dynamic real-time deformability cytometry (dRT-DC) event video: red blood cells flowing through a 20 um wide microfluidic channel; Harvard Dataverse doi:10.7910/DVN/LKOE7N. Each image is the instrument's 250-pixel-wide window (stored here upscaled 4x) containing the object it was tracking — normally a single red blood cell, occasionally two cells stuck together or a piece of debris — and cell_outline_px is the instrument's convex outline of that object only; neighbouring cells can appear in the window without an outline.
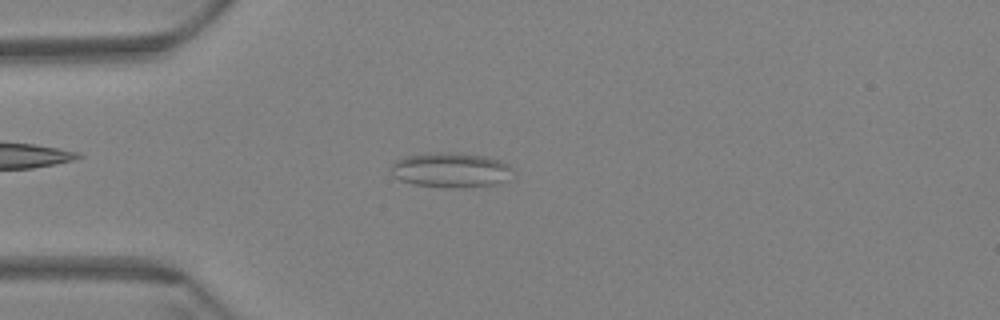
{"species": "Egyptian fruit bat (a non-hibernating species)", "species_latin": "Rousettus aegyptiacus", "temperature_condition": "warm", "stored_images_in_passage": 53, "camera_frame_rate_fps": 3000, "um_per_image_px": 0.085, "animal": {"sex": "female"}, "frame": {"image": 1, "passage_image": 9, "time_ms": 2.667, "image_size_px": [1000, 320], "cell_outline_px": [[512, 180], [500, 184], [464, 188], [452, 188], [412, 184], [400, 180], [392, 176], [392, 164], [396, 160], [404, 156], [428, 152], [460, 152], [484, 156], [500, 160], [508, 164], [512, 168]], "centroid_in_image_um": [38.37, 14.45], "position_along_channel_um": 46.6, "area_um2": 25.49}}
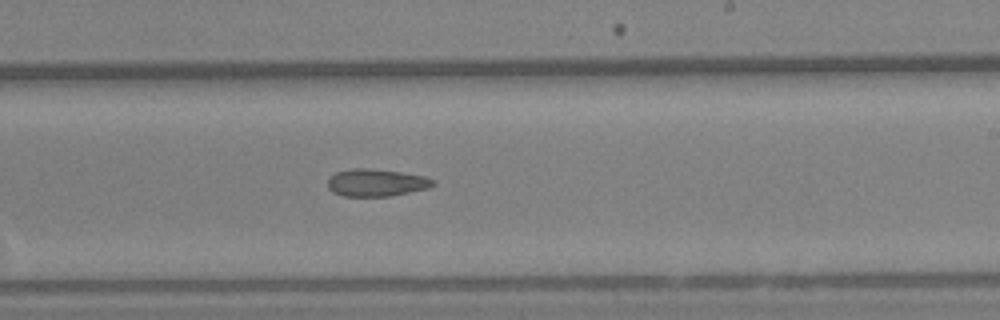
{"frame": {"image": 2, "passage_image": 29, "time_ms": 9.333, "image_size_px": [1000, 320], "cell_outline_px": [[436, 184], [428, 188], [388, 196], [344, 196], [332, 192], [328, 188], [328, 180], [336, 172], [352, 168], [368, 168], [400, 172], [424, 176], [436, 180]], "centroid_in_image_um": [31.99, 15.52], "position_along_channel_um": 257.0, "area_um2": 16.7}}
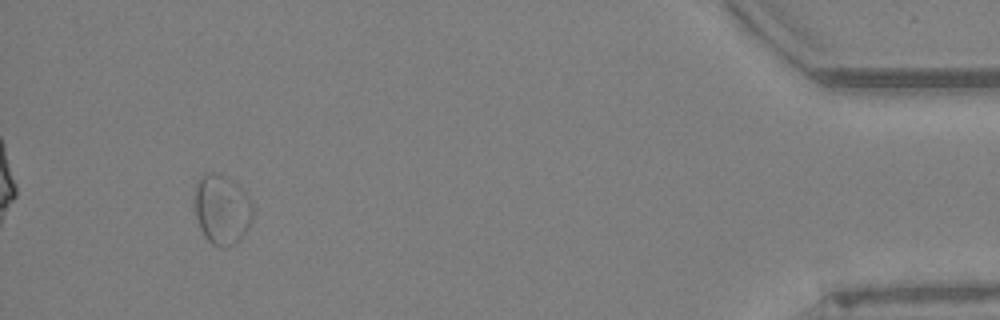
{"frame": {"image": 3, "passage_image": 49, "time_ms": 16.0, "image_size_px": [1000, 320], "cell_outline_px": [[252, 220], [248, 228], [232, 244], [224, 248], [220, 248], [212, 244], [204, 236], [200, 228], [196, 216], [196, 184], [200, 176], [208, 172], [212, 172], [236, 180], [248, 196], [252, 204]], "centroid_in_image_um": [18.87, 17.77], "position_along_channel_um": 416.3, "area_um2": 23.52}, "authors_computed_cell_mechanics": {"area_um2": 18.6116, "velocity_mm_per_s": 3.4177, "shape_relaxation_time_tau1_ms": null, "shape_relaxation_time_tau2_ms": 7.824, "deformation_change_tau1": null, "deformation_change_tau2": 0.1213}}